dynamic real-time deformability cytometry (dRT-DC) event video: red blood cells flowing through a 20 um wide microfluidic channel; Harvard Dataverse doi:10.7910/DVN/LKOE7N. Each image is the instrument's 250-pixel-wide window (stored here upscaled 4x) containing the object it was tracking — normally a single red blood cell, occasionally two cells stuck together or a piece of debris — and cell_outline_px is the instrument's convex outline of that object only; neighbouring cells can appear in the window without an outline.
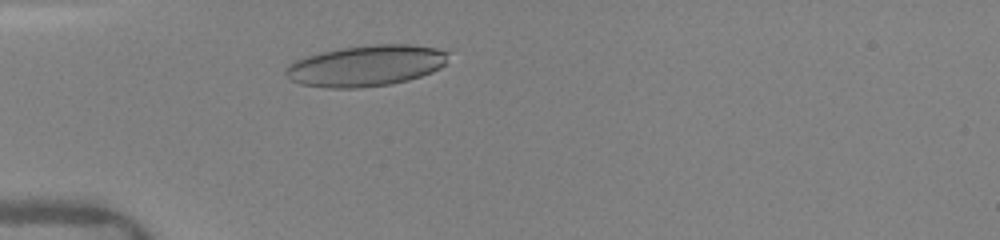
{"species": "human", "species_latin": "Homo sapiens", "temperature_condition": "warm", "stored_images_in_passage": 3, "camera_frame_rate_fps": 3000, "um_per_image_px": 0.085, "donor": {"sex": "female"}, "frame": {"image": 1, "passage_image": 3, "time_ms": 2.0, "image_size_px": [1000, 240], "cell_outline_px": [[448, 52], [444, 64], [440, 68], [432, 72], [408, 80], [392, 84], [360, 88], [328, 88], [300, 84], [292, 80], [284, 72], [288, 64], [292, 60], [320, 52], [340, 48], [376, 44], [408, 44], [436, 48]], "centroid_in_image_um": [31.08, 5.59], "position_along_channel_um": 53.9, "area_um2": 38.96}}